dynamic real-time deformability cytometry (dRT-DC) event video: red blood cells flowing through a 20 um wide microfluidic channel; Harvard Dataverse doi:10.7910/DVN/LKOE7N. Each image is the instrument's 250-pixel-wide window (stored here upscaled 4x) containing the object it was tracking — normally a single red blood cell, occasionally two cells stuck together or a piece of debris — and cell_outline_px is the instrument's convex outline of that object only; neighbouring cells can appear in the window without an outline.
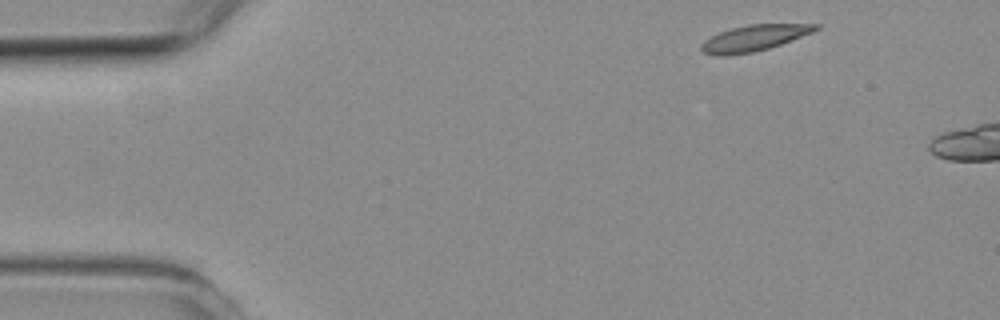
{"species": "common noctule bat (a hibernating species)", "species_latin": "Nyctalus noctula", "temperature_condition": "room temperature", "stored_images_in_passage": 3, "camera_frame_rate_fps": 3000, "um_per_image_px": 0.085, "animal": {"sex": "female", "body_mass_g": 19.3, "forearm_length_mm": 54.1}, "frame": {"image": 1, "passage_image": 1, "time_ms": 0.0, "image_size_px": [1000, 320], "cell_outline_px": [[820, 28], [812, 32], [780, 44], [768, 48], [752, 52], [724, 56], [720, 56], [704, 52], [700, 48], [700, 44], [704, 40], [720, 32], [732, 28], [748, 24], [820, 24]], "centroid_in_image_um": [64.08, 3.23], "position_along_channel_um": 20.9, "area_um2": 17.05}}